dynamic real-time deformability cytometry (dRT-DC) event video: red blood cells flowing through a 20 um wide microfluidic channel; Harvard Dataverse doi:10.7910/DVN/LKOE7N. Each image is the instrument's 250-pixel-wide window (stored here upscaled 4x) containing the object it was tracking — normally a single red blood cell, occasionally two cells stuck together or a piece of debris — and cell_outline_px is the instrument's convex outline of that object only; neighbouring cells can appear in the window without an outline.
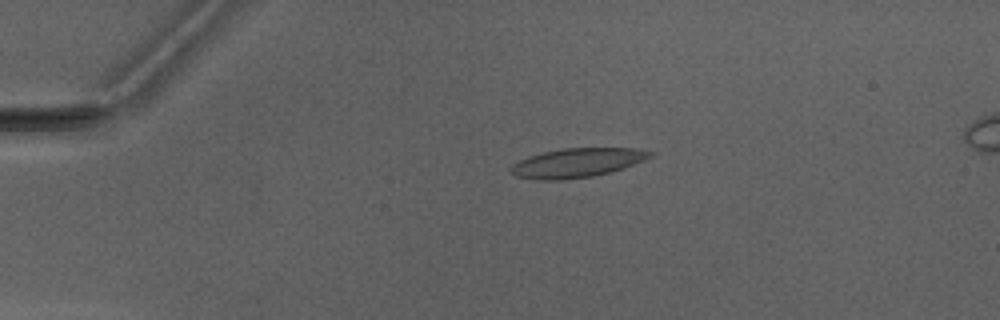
{"species": "Egyptian fruit bat (a non-hibernating species)", "species_latin": "Rousettus aegyptiacus", "temperature_condition": "warm", "stored_images_in_passage": 6, "camera_frame_rate_fps": 3000, "um_per_image_px": 0.085, "animal": {"sex": "male"}, "frame": {"image": 1, "passage_image": 4, "time_ms": 3.667, "image_size_px": [1000, 320], "cell_outline_px": [[656, 152], [652, 156], [644, 160], [624, 168], [592, 176], [560, 180], [540, 180], [516, 176], [508, 172], [512, 164], [520, 160], [544, 152], [564, 148], [636, 148]], "centroid_in_image_um": [49.07, 13.83], "position_along_channel_um": 35.9, "area_um2": 23.52}}